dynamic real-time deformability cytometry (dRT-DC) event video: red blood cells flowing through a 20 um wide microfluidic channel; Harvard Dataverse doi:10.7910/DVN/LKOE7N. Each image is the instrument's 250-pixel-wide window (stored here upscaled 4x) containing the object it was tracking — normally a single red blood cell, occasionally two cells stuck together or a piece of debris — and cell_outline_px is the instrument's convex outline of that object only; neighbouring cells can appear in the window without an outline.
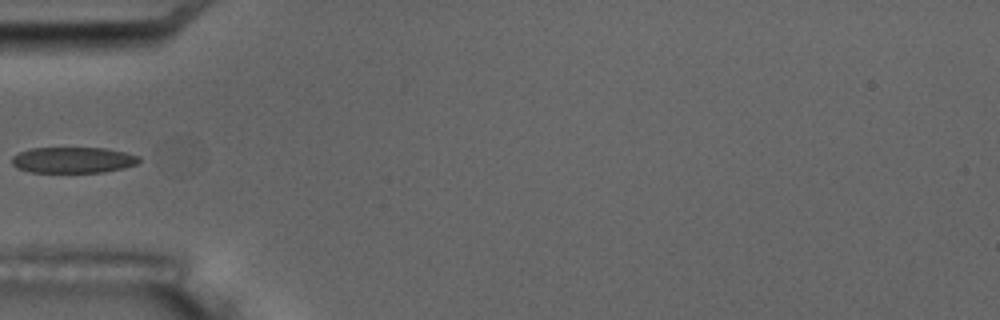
{"species": "common noctule bat (a hibernating species)", "species_latin": "Nyctalus noctula", "temperature_condition": "room temperature", "stored_images_in_passage": 9, "camera_frame_rate_fps": 3000, "um_per_image_px": 0.085, "animal": {"sex": "male", "body_mass_g": 17.5, "forearm_length_mm": 52.3}, "frame": {"image": 1, "passage_image": 6, "time_ms": 5.667, "image_size_px": [1000, 320], "cell_outline_px": [[140, 160], [136, 164], [124, 168], [100, 172], [32, 172], [16, 168], [12, 164], [12, 156], [28, 148], [104, 148], [124, 152], [140, 156]], "centroid_in_image_um": [6.19, 13.6], "position_along_channel_um": 78.8, "area_um2": 19.19}}